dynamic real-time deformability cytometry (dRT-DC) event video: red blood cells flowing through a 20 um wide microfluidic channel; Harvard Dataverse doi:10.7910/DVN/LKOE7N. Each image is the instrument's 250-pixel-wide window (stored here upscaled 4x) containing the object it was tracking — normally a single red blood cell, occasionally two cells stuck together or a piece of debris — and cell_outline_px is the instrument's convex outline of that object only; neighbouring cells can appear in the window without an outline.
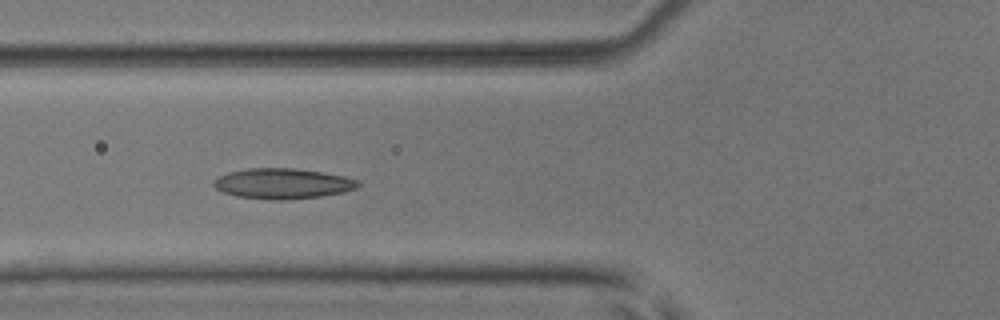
{"species": "common noctule bat (a hibernating species)", "species_latin": "Nyctalus noctula", "temperature_condition": "room temperature", "stored_images_in_passage": 6, "camera_frame_rate_fps": 3000, "um_per_image_px": 0.085, "animal": {"sex": "male", "body_mass_g": 17.9, "forearm_length_mm": 54.2}, "frame": {"image": 1, "passage_image": 4, "time_ms": 3.333, "image_size_px": [1000, 320], "cell_outline_px": [[360, 184], [356, 188], [344, 192], [320, 196], [280, 200], [276, 200], [236, 196], [224, 192], [216, 188], [212, 184], [212, 180], [228, 172], [248, 168], [296, 168], [344, 176], [360, 180]], "centroid_in_image_um": [24.02, 15.59], "position_along_channel_um": 101.8, "area_um2": 25.49}}
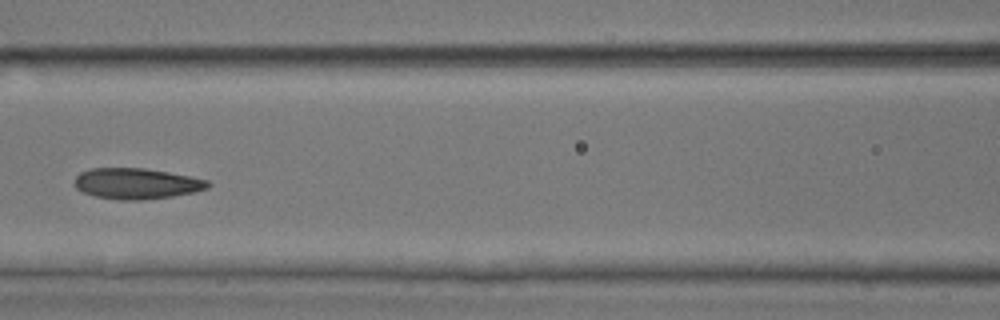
{"frame": {"image": 2, "passage_image": 5, "time_ms": 4.667, "image_size_px": [1000, 320], "cell_outline_px": [[212, 184], [208, 188], [196, 192], [172, 196], [140, 200], [120, 200], [96, 196], [84, 192], [76, 188], [76, 176], [80, 172], [92, 168], [144, 168], [168, 172], [208, 180]], "centroid_in_image_um": [11.64, 15.6], "position_along_channel_um": 155.0, "area_um2": 23.81}}
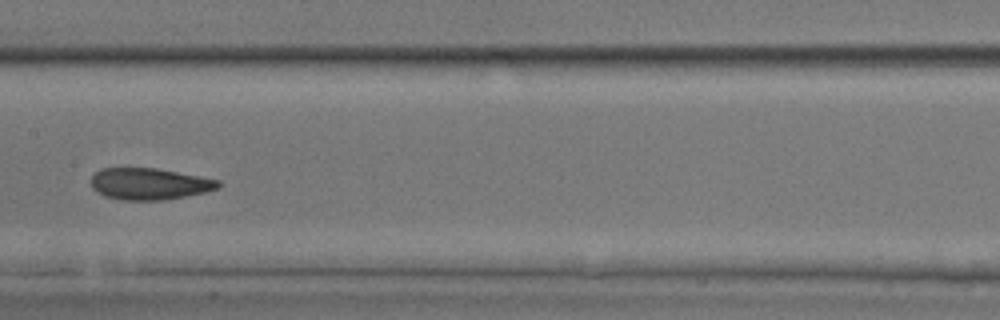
{"frame": {"image": 3, "passage_image": 6, "time_ms": 5.667, "image_size_px": [1000, 320], "cell_outline_px": [[220, 188], [204, 192], [164, 200], [120, 200], [104, 196], [92, 188], [92, 176], [100, 168], [156, 168], [220, 180]], "centroid_in_image_um": [12.69, 15.63], "position_along_channel_um": 194.7, "area_um2": 23.35}}